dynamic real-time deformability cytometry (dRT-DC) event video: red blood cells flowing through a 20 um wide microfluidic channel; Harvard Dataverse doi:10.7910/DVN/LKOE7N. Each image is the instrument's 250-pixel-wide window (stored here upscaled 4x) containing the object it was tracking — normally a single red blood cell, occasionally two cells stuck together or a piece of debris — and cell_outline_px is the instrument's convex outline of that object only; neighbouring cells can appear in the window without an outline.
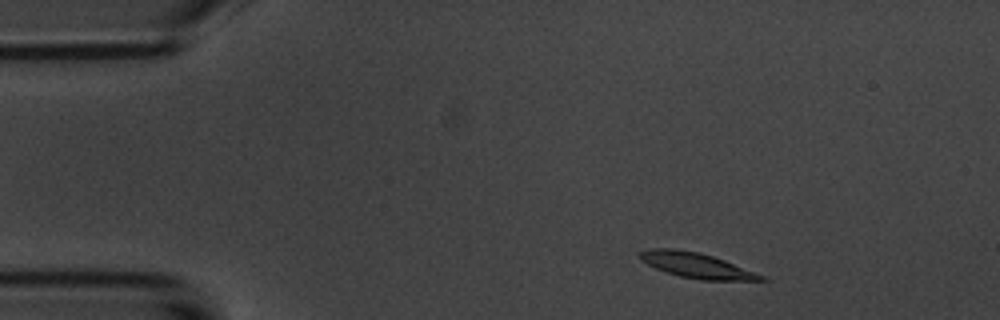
{"species": "common noctule bat (a hibernating species)", "species_latin": "Nyctalus noctula", "temperature_condition": "room temperature", "stored_images_in_passage": 3, "camera_frame_rate_fps": 3000, "um_per_image_px": 0.085, "animal": {"sex": "male", "body_mass_g": 20.1, "forearm_length_mm": 53.5}, "frame": {"image": 1, "passage_image": 1, "time_ms": 0.0, "image_size_px": [1000, 320], "cell_outline_px": [[768, 280], [700, 280], [680, 276], [656, 268], [640, 260], [636, 256], [636, 252], [648, 248], [672, 248], [700, 252], [724, 260], [756, 272], [764, 276]], "centroid_in_image_um": [59.13, 22.53], "position_along_channel_um": 25.9, "area_um2": 17.86}}